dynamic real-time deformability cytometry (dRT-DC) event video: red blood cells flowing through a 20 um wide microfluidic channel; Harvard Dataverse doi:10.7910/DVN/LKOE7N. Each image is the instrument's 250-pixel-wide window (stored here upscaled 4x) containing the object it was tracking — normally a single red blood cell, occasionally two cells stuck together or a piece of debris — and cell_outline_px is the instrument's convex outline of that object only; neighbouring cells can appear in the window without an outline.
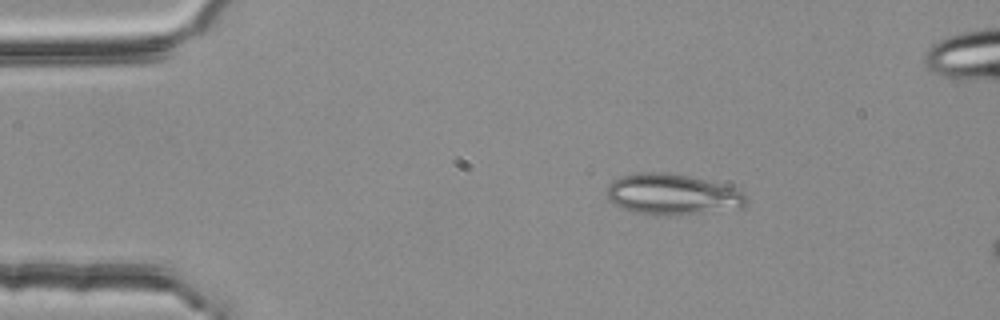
{"species": "common noctule bat (a hibernating species)", "species_latin": "Nyctalus noctula", "temperature_condition": "room temperature", "stored_images_in_passage": 2, "camera_frame_rate_fps": 3000, "um_per_image_px": 0.085, "animal": {"sex": "female", "body_mass_g": 25.1}, "frame": {"image": 1, "passage_image": 1, "time_ms": 0.0, "image_size_px": [1000, 320], "cell_outline_px": [[748, 200], [744, 208], [700, 212], [632, 212], [620, 208], [608, 200], [608, 184], [612, 180], [636, 172], [664, 172], [688, 176], [720, 184], [744, 192], [748, 196]], "centroid_in_image_um": [57.14, 16.48], "position_along_channel_um": 27.9, "area_um2": 32.14}}